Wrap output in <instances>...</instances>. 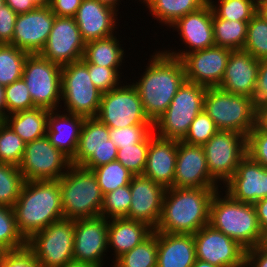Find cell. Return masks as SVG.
Returning a JSON list of instances; mask_svg holds the SVG:
<instances>
[{
    "mask_svg": "<svg viewBox=\"0 0 267 267\" xmlns=\"http://www.w3.org/2000/svg\"><path fill=\"white\" fill-rule=\"evenodd\" d=\"M217 190L210 204L209 224L236 241L245 250L267 242L253 204L234 200Z\"/></svg>",
    "mask_w": 267,
    "mask_h": 267,
    "instance_id": "4",
    "label": "cell"
},
{
    "mask_svg": "<svg viewBox=\"0 0 267 267\" xmlns=\"http://www.w3.org/2000/svg\"><path fill=\"white\" fill-rule=\"evenodd\" d=\"M85 42L74 17L56 16L40 55L62 66L83 58Z\"/></svg>",
    "mask_w": 267,
    "mask_h": 267,
    "instance_id": "15",
    "label": "cell"
},
{
    "mask_svg": "<svg viewBox=\"0 0 267 267\" xmlns=\"http://www.w3.org/2000/svg\"><path fill=\"white\" fill-rule=\"evenodd\" d=\"M150 134L141 142L117 150V161L133 175H143L149 148Z\"/></svg>",
    "mask_w": 267,
    "mask_h": 267,
    "instance_id": "43",
    "label": "cell"
},
{
    "mask_svg": "<svg viewBox=\"0 0 267 267\" xmlns=\"http://www.w3.org/2000/svg\"><path fill=\"white\" fill-rule=\"evenodd\" d=\"M61 267H97V266L86 262L72 260Z\"/></svg>",
    "mask_w": 267,
    "mask_h": 267,
    "instance_id": "58",
    "label": "cell"
},
{
    "mask_svg": "<svg viewBox=\"0 0 267 267\" xmlns=\"http://www.w3.org/2000/svg\"><path fill=\"white\" fill-rule=\"evenodd\" d=\"M70 165L71 160L45 135L26 143L19 169L25 181L59 180Z\"/></svg>",
    "mask_w": 267,
    "mask_h": 267,
    "instance_id": "13",
    "label": "cell"
},
{
    "mask_svg": "<svg viewBox=\"0 0 267 267\" xmlns=\"http://www.w3.org/2000/svg\"><path fill=\"white\" fill-rule=\"evenodd\" d=\"M178 141L158 137L152 131L143 175L163 187L173 186Z\"/></svg>",
    "mask_w": 267,
    "mask_h": 267,
    "instance_id": "26",
    "label": "cell"
},
{
    "mask_svg": "<svg viewBox=\"0 0 267 267\" xmlns=\"http://www.w3.org/2000/svg\"><path fill=\"white\" fill-rule=\"evenodd\" d=\"M101 96L102 92L91 81L88 67L82 60L62 66L63 112L95 118L100 108Z\"/></svg>",
    "mask_w": 267,
    "mask_h": 267,
    "instance_id": "8",
    "label": "cell"
},
{
    "mask_svg": "<svg viewBox=\"0 0 267 267\" xmlns=\"http://www.w3.org/2000/svg\"><path fill=\"white\" fill-rule=\"evenodd\" d=\"M193 235L196 259L218 267H240L245 264L246 250L210 224Z\"/></svg>",
    "mask_w": 267,
    "mask_h": 267,
    "instance_id": "16",
    "label": "cell"
},
{
    "mask_svg": "<svg viewBox=\"0 0 267 267\" xmlns=\"http://www.w3.org/2000/svg\"><path fill=\"white\" fill-rule=\"evenodd\" d=\"M207 87L185 81L166 111L153 124L158 137L182 141L190 124L204 110Z\"/></svg>",
    "mask_w": 267,
    "mask_h": 267,
    "instance_id": "7",
    "label": "cell"
},
{
    "mask_svg": "<svg viewBox=\"0 0 267 267\" xmlns=\"http://www.w3.org/2000/svg\"><path fill=\"white\" fill-rule=\"evenodd\" d=\"M3 252L4 251L2 249H0V260H1V256H2Z\"/></svg>",
    "mask_w": 267,
    "mask_h": 267,
    "instance_id": "64",
    "label": "cell"
},
{
    "mask_svg": "<svg viewBox=\"0 0 267 267\" xmlns=\"http://www.w3.org/2000/svg\"><path fill=\"white\" fill-rule=\"evenodd\" d=\"M129 184V219L143 222L155 230L161 217L166 188L144 175H133Z\"/></svg>",
    "mask_w": 267,
    "mask_h": 267,
    "instance_id": "22",
    "label": "cell"
},
{
    "mask_svg": "<svg viewBox=\"0 0 267 267\" xmlns=\"http://www.w3.org/2000/svg\"><path fill=\"white\" fill-rule=\"evenodd\" d=\"M203 148L210 177L224 186L247 155V136L235 131L219 130Z\"/></svg>",
    "mask_w": 267,
    "mask_h": 267,
    "instance_id": "12",
    "label": "cell"
},
{
    "mask_svg": "<svg viewBox=\"0 0 267 267\" xmlns=\"http://www.w3.org/2000/svg\"><path fill=\"white\" fill-rule=\"evenodd\" d=\"M247 155L267 168V131L257 124L247 135Z\"/></svg>",
    "mask_w": 267,
    "mask_h": 267,
    "instance_id": "48",
    "label": "cell"
},
{
    "mask_svg": "<svg viewBox=\"0 0 267 267\" xmlns=\"http://www.w3.org/2000/svg\"><path fill=\"white\" fill-rule=\"evenodd\" d=\"M5 4V0H0V8Z\"/></svg>",
    "mask_w": 267,
    "mask_h": 267,
    "instance_id": "63",
    "label": "cell"
},
{
    "mask_svg": "<svg viewBox=\"0 0 267 267\" xmlns=\"http://www.w3.org/2000/svg\"><path fill=\"white\" fill-rule=\"evenodd\" d=\"M231 51L229 48L214 45L185 54L180 60L186 81L207 88L219 87Z\"/></svg>",
    "mask_w": 267,
    "mask_h": 267,
    "instance_id": "18",
    "label": "cell"
},
{
    "mask_svg": "<svg viewBox=\"0 0 267 267\" xmlns=\"http://www.w3.org/2000/svg\"><path fill=\"white\" fill-rule=\"evenodd\" d=\"M17 14L7 5L0 8V44H10L13 39Z\"/></svg>",
    "mask_w": 267,
    "mask_h": 267,
    "instance_id": "50",
    "label": "cell"
},
{
    "mask_svg": "<svg viewBox=\"0 0 267 267\" xmlns=\"http://www.w3.org/2000/svg\"><path fill=\"white\" fill-rule=\"evenodd\" d=\"M258 2H267V0H258Z\"/></svg>",
    "mask_w": 267,
    "mask_h": 267,
    "instance_id": "65",
    "label": "cell"
},
{
    "mask_svg": "<svg viewBox=\"0 0 267 267\" xmlns=\"http://www.w3.org/2000/svg\"><path fill=\"white\" fill-rule=\"evenodd\" d=\"M119 39L113 35L108 38L90 41L85 44L84 63L104 66L106 68H121L125 57Z\"/></svg>",
    "mask_w": 267,
    "mask_h": 267,
    "instance_id": "31",
    "label": "cell"
},
{
    "mask_svg": "<svg viewBox=\"0 0 267 267\" xmlns=\"http://www.w3.org/2000/svg\"><path fill=\"white\" fill-rule=\"evenodd\" d=\"M158 231H154L132 250L113 259L112 267H157Z\"/></svg>",
    "mask_w": 267,
    "mask_h": 267,
    "instance_id": "33",
    "label": "cell"
},
{
    "mask_svg": "<svg viewBox=\"0 0 267 267\" xmlns=\"http://www.w3.org/2000/svg\"><path fill=\"white\" fill-rule=\"evenodd\" d=\"M36 6H49L50 0H32Z\"/></svg>",
    "mask_w": 267,
    "mask_h": 267,
    "instance_id": "62",
    "label": "cell"
},
{
    "mask_svg": "<svg viewBox=\"0 0 267 267\" xmlns=\"http://www.w3.org/2000/svg\"><path fill=\"white\" fill-rule=\"evenodd\" d=\"M117 12L97 0H82L74 19L84 42L113 36L117 32L116 24H119Z\"/></svg>",
    "mask_w": 267,
    "mask_h": 267,
    "instance_id": "24",
    "label": "cell"
},
{
    "mask_svg": "<svg viewBox=\"0 0 267 267\" xmlns=\"http://www.w3.org/2000/svg\"><path fill=\"white\" fill-rule=\"evenodd\" d=\"M103 195L115 191L117 188L129 185L133 174L120 162L113 161L92 169Z\"/></svg>",
    "mask_w": 267,
    "mask_h": 267,
    "instance_id": "38",
    "label": "cell"
},
{
    "mask_svg": "<svg viewBox=\"0 0 267 267\" xmlns=\"http://www.w3.org/2000/svg\"><path fill=\"white\" fill-rule=\"evenodd\" d=\"M153 229L147 224L129 219L113 218L108 220V249L114 250L115 260L132 250L145 240ZM112 247V248H111Z\"/></svg>",
    "mask_w": 267,
    "mask_h": 267,
    "instance_id": "29",
    "label": "cell"
},
{
    "mask_svg": "<svg viewBox=\"0 0 267 267\" xmlns=\"http://www.w3.org/2000/svg\"><path fill=\"white\" fill-rule=\"evenodd\" d=\"M82 0H50L49 7L55 16L74 17Z\"/></svg>",
    "mask_w": 267,
    "mask_h": 267,
    "instance_id": "53",
    "label": "cell"
},
{
    "mask_svg": "<svg viewBox=\"0 0 267 267\" xmlns=\"http://www.w3.org/2000/svg\"><path fill=\"white\" fill-rule=\"evenodd\" d=\"M256 124L267 131V101L257 106Z\"/></svg>",
    "mask_w": 267,
    "mask_h": 267,
    "instance_id": "56",
    "label": "cell"
},
{
    "mask_svg": "<svg viewBox=\"0 0 267 267\" xmlns=\"http://www.w3.org/2000/svg\"><path fill=\"white\" fill-rule=\"evenodd\" d=\"M49 111L44 108L19 111L3 120L25 143L46 135Z\"/></svg>",
    "mask_w": 267,
    "mask_h": 267,
    "instance_id": "30",
    "label": "cell"
},
{
    "mask_svg": "<svg viewBox=\"0 0 267 267\" xmlns=\"http://www.w3.org/2000/svg\"><path fill=\"white\" fill-rule=\"evenodd\" d=\"M246 267H267V242L246 250Z\"/></svg>",
    "mask_w": 267,
    "mask_h": 267,
    "instance_id": "52",
    "label": "cell"
},
{
    "mask_svg": "<svg viewBox=\"0 0 267 267\" xmlns=\"http://www.w3.org/2000/svg\"><path fill=\"white\" fill-rule=\"evenodd\" d=\"M219 188H167L154 231L195 234L209 224L210 204Z\"/></svg>",
    "mask_w": 267,
    "mask_h": 267,
    "instance_id": "2",
    "label": "cell"
},
{
    "mask_svg": "<svg viewBox=\"0 0 267 267\" xmlns=\"http://www.w3.org/2000/svg\"><path fill=\"white\" fill-rule=\"evenodd\" d=\"M260 61L241 49L232 50L219 88L253 98Z\"/></svg>",
    "mask_w": 267,
    "mask_h": 267,
    "instance_id": "25",
    "label": "cell"
},
{
    "mask_svg": "<svg viewBox=\"0 0 267 267\" xmlns=\"http://www.w3.org/2000/svg\"><path fill=\"white\" fill-rule=\"evenodd\" d=\"M7 4L17 15L32 11L37 6L32 0H5Z\"/></svg>",
    "mask_w": 267,
    "mask_h": 267,
    "instance_id": "55",
    "label": "cell"
},
{
    "mask_svg": "<svg viewBox=\"0 0 267 267\" xmlns=\"http://www.w3.org/2000/svg\"><path fill=\"white\" fill-rule=\"evenodd\" d=\"M253 102L256 107L267 101V59L260 60Z\"/></svg>",
    "mask_w": 267,
    "mask_h": 267,
    "instance_id": "51",
    "label": "cell"
},
{
    "mask_svg": "<svg viewBox=\"0 0 267 267\" xmlns=\"http://www.w3.org/2000/svg\"><path fill=\"white\" fill-rule=\"evenodd\" d=\"M84 120L83 116L58 110L49 111L46 136L50 143L70 160L77 152Z\"/></svg>",
    "mask_w": 267,
    "mask_h": 267,
    "instance_id": "27",
    "label": "cell"
},
{
    "mask_svg": "<svg viewBox=\"0 0 267 267\" xmlns=\"http://www.w3.org/2000/svg\"><path fill=\"white\" fill-rule=\"evenodd\" d=\"M212 23L213 9L207 1L198 10L188 13L170 26L173 30H177L179 36H181L180 39L183 40L182 42L187 49H178L179 52L166 49L164 51L162 50V52L171 57L181 59L185 54L190 52L214 46L215 42Z\"/></svg>",
    "mask_w": 267,
    "mask_h": 267,
    "instance_id": "17",
    "label": "cell"
},
{
    "mask_svg": "<svg viewBox=\"0 0 267 267\" xmlns=\"http://www.w3.org/2000/svg\"><path fill=\"white\" fill-rule=\"evenodd\" d=\"M153 18L159 23L170 26L178 19L202 7L206 0H140Z\"/></svg>",
    "mask_w": 267,
    "mask_h": 267,
    "instance_id": "32",
    "label": "cell"
},
{
    "mask_svg": "<svg viewBox=\"0 0 267 267\" xmlns=\"http://www.w3.org/2000/svg\"><path fill=\"white\" fill-rule=\"evenodd\" d=\"M61 72L60 65L43 58L39 53L27 56L22 78L36 108L59 110Z\"/></svg>",
    "mask_w": 267,
    "mask_h": 267,
    "instance_id": "10",
    "label": "cell"
},
{
    "mask_svg": "<svg viewBox=\"0 0 267 267\" xmlns=\"http://www.w3.org/2000/svg\"><path fill=\"white\" fill-rule=\"evenodd\" d=\"M131 205L130 184L117 188L115 191L104 195L100 216L106 219L129 218Z\"/></svg>",
    "mask_w": 267,
    "mask_h": 267,
    "instance_id": "42",
    "label": "cell"
},
{
    "mask_svg": "<svg viewBox=\"0 0 267 267\" xmlns=\"http://www.w3.org/2000/svg\"><path fill=\"white\" fill-rule=\"evenodd\" d=\"M117 146L109 137V127L96 117L85 118L79 144L71 164L92 170L117 160Z\"/></svg>",
    "mask_w": 267,
    "mask_h": 267,
    "instance_id": "14",
    "label": "cell"
},
{
    "mask_svg": "<svg viewBox=\"0 0 267 267\" xmlns=\"http://www.w3.org/2000/svg\"><path fill=\"white\" fill-rule=\"evenodd\" d=\"M75 220L62 218L33 234L27 247L42 267H61L74 260Z\"/></svg>",
    "mask_w": 267,
    "mask_h": 267,
    "instance_id": "9",
    "label": "cell"
},
{
    "mask_svg": "<svg viewBox=\"0 0 267 267\" xmlns=\"http://www.w3.org/2000/svg\"><path fill=\"white\" fill-rule=\"evenodd\" d=\"M108 249V219L102 216L75 220L73 258L104 266Z\"/></svg>",
    "mask_w": 267,
    "mask_h": 267,
    "instance_id": "19",
    "label": "cell"
},
{
    "mask_svg": "<svg viewBox=\"0 0 267 267\" xmlns=\"http://www.w3.org/2000/svg\"><path fill=\"white\" fill-rule=\"evenodd\" d=\"M30 53L11 44H0V85L3 87L22 78L24 64Z\"/></svg>",
    "mask_w": 267,
    "mask_h": 267,
    "instance_id": "35",
    "label": "cell"
},
{
    "mask_svg": "<svg viewBox=\"0 0 267 267\" xmlns=\"http://www.w3.org/2000/svg\"><path fill=\"white\" fill-rule=\"evenodd\" d=\"M213 33L216 46L241 50L247 36V22L218 18L213 13Z\"/></svg>",
    "mask_w": 267,
    "mask_h": 267,
    "instance_id": "34",
    "label": "cell"
},
{
    "mask_svg": "<svg viewBox=\"0 0 267 267\" xmlns=\"http://www.w3.org/2000/svg\"><path fill=\"white\" fill-rule=\"evenodd\" d=\"M243 50L259 61L267 59V22L259 13L248 22Z\"/></svg>",
    "mask_w": 267,
    "mask_h": 267,
    "instance_id": "40",
    "label": "cell"
},
{
    "mask_svg": "<svg viewBox=\"0 0 267 267\" xmlns=\"http://www.w3.org/2000/svg\"><path fill=\"white\" fill-rule=\"evenodd\" d=\"M141 78L133 82L148 119L154 124L166 111L178 89L186 81L180 59L157 51L151 55Z\"/></svg>",
    "mask_w": 267,
    "mask_h": 267,
    "instance_id": "1",
    "label": "cell"
},
{
    "mask_svg": "<svg viewBox=\"0 0 267 267\" xmlns=\"http://www.w3.org/2000/svg\"><path fill=\"white\" fill-rule=\"evenodd\" d=\"M26 245L27 240L18 230L13 208L0 206V249L17 250Z\"/></svg>",
    "mask_w": 267,
    "mask_h": 267,
    "instance_id": "39",
    "label": "cell"
},
{
    "mask_svg": "<svg viewBox=\"0 0 267 267\" xmlns=\"http://www.w3.org/2000/svg\"><path fill=\"white\" fill-rule=\"evenodd\" d=\"M96 118L109 128L115 129L133 125H153L146 116L137 89L131 82L102 93Z\"/></svg>",
    "mask_w": 267,
    "mask_h": 267,
    "instance_id": "11",
    "label": "cell"
},
{
    "mask_svg": "<svg viewBox=\"0 0 267 267\" xmlns=\"http://www.w3.org/2000/svg\"><path fill=\"white\" fill-rule=\"evenodd\" d=\"M0 267H42L33 252L27 247L17 250L4 251Z\"/></svg>",
    "mask_w": 267,
    "mask_h": 267,
    "instance_id": "49",
    "label": "cell"
},
{
    "mask_svg": "<svg viewBox=\"0 0 267 267\" xmlns=\"http://www.w3.org/2000/svg\"><path fill=\"white\" fill-rule=\"evenodd\" d=\"M88 67L91 81L102 92H109L121 85V68H106L95 64L85 63ZM120 81V82H119Z\"/></svg>",
    "mask_w": 267,
    "mask_h": 267,
    "instance_id": "47",
    "label": "cell"
},
{
    "mask_svg": "<svg viewBox=\"0 0 267 267\" xmlns=\"http://www.w3.org/2000/svg\"><path fill=\"white\" fill-rule=\"evenodd\" d=\"M7 116L6 101H5V89L0 85V121H3Z\"/></svg>",
    "mask_w": 267,
    "mask_h": 267,
    "instance_id": "57",
    "label": "cell"
},
{
    "mask_svg": "<svg viewBox=\"0 0 267 267\" xmlns=\"http://www.w3.org/2000/svg\"><path fill=\"white\" fill-rule=\"evenodd\" d=\"M64 218L77 220L101 214L104 195L92 170L71 164L59 179Z\"/></svg>",
    "mask_w": 267,
    "mask_h": 267,
    "instance_id": "5",
    "label": "cell"
},
{
    "mask_svg": "<svg viewBox=\"0 0 267 267\" xmlns=\"http://www.w3.org/2000/svg\"><path fill=\"white\" fill-rule=\"evenodd\" d=\"M24 182L19 166L0 162V206L12 208L20 196Z\"/></svg>",
    "mask_w": 267,
    "mask_h": 267,
    "instance_id": "36",
    "label": "cell"
},
{
    "mask_svg": "<svg viewBox=\"0 0 267 267\" xmlns=\"http://www.w3.org/2000/svg\"><path fill=\"white\" fill-rule=\"evenodd\" d=\"M173 188H219L207 168L203 146L178 141Z\"/></svg>",
    "mask_w": 267,
    "mask_h": 267,
    "instance_id": "21",
    "label": "cell"
},
{
    "mask_svg": "<svg viewBox=\"0 0 267 267\" xmlns=\"http://www.w3.org/2000/svg\"><path fill=\"white\" fill-rule=\"evenodd\" d=\"M153 125H133L124 128H109V137L117 148L141 143L151 132Z\"/></svg>",
    "mask_w": 267,
    "mask_h": 267,
    "instance_id": "46",
    "label": "cell"
},
{
    "mask_svg": "<svg viewBox=\"0 0 267 267\" xmlns=\"http://www.w3.org/2000/svg\"><path fill=\"white\" fill-rule=\"evenodd\" d=\"M7 115L36 108L23 78L4 87Z\"/></svg>",
    "mask_w": 267,
    "mask_h": 267,
    "instance_id": "45",
    "label": "cell"
},
{
    "mask_svg": "<svg viewBox=\"0 0 267 267\" xmlns=\"http://www.w3.org/2000/svg\"><path fill=\"white\" fill-rule=\"evenodd\" d=\"M195 261L193 234L158 232L157 267H192Z\"/></svg>",
    "mask_w": 267,
    "mask_h": 267,
    "instance_id": "28",
    "label": "cell"
},
{
    "mask_svg": "<svg viewBox=\"0 0 267 267\" xmlns=\"http://www.w3.org/2000/svg\"><path fill=\"white\" fill-rule=\"evenodd\" d=\"M192 267H218V266H215V265H212L208 262H204V261H201L199 259H196V261Z\"/></svg>",
    "mask_w": 267,
    "mask_h": 267,
    "instance_id": "61",
    "label": "cell"
},
{
    "mask_svg": "<svg viewBox=\"0 0 267 267\" xmlns=\"http://www.w3.org/2000/svg\"><path fill=\"white\" fill-rule=\"evenodd\" d=\"M12 208L18 230L28 240L36 232L64 218L59 180L25 181Z\"/></svg>",
    "mask_w": 267,
    "mask_h": 267,
    "instance_id": "3",
    "label": "cell"
},
{
    "mask_svg": "<svg viewBox=\"0 0 267 267\" xmlns=\"http://www.w3.org/2000/svg\"><path fill=\"white\" fill-rule=\"evenodd\" d=\"M220 189H224L234 200L254 204L267 197V168L246 155L235 174Z\"/></svg>",
    "mask_w": 267,
    "mask_h": 267,
    "instance_id": "23",
    "label": "cell"
},
{
    "mask_svg": "<svg viewBox=\"0 0 267 267\" xmlns=\"http://www.w3.org/2000/svg\"><path fill=\"white\" fill-rule=\"evenodd\" d=\"M209 3L218 18L248 23L258 13V0H218L219 4L211 0Z\"/></svg>",
    "mask_w": 267,
    "mask_h": 267,
    "instance_id": "37",
    "label": "cell"
},
{
    "mask_svg": "<svg viewBox=\"0 0 267 267\" xmlns=\"http://www.w3.org/2000/svg\"><path fill=\"white\" fill-rule=\"evenodd\" d=\"M97 1L105 5H108L117 11L119 10L117 7L120 5L119 3L121 2L120 0H97Z\"/></svg>",
    "mask_w": 267,
    "mask_h": 267,
    "instance_id": "60",
    "label": "cell"
},
{
    "mask_svg": "<svg viewBox=\"0 0 267 267\" xmlns=\"http://www.w3.org/2000/svg\"><path fill=\"white\" fill-rule=\"evenodd\" d=\"M218 131L219 129L212 118L205 112V110H203L192 121L189 130L182 141L191 145L203 146Z\"/></svg>",
    "mask_w": 267,
    "mask_h": 267,
    "instance_id": "44",
    "label": "cell"
},
{
    "mask_svg": "<svg viewBox=\"0 0 267 267\" xmlns=\"http://www.w3.org/2000/svg\"><path fill=\"white\" fill-rule=\"evenodd\" d=\"M26 143L4 121H0V162L19 166Z\"/></svg>",
    "mask_w": 267,
    "mask_h": 267,
    "instance_id": "41",
    "label": "cell"
},
{
    "mask_svg": "<svg viewBox=\"0 0 267 267\" xmlns=\"http://www.w3.org/2000/svg\"><path fill=\"white\" fill-rule=\"evenodd\" d=\"M258 13L267 22V2H258Z\"/></svg>",
    "mask_w": 267,
    "mask_h": 267,
    "instance_id": "59",
    "label": "cell"
},
{
    "mask_svg": "<svg viewBox=\"0 0 267 267\" xmlns=\"http://www.w3.org/2000/svg\"><path fill=\"white\" fill-rule=\"evenodd\" d=\"M254 208L263 235L267 238V197L255 202Z\"/></svg>",
    "mask_w": 267,
    "mask_h": 267,
    "instance_id": "54",
    "label": "cell"
},
{
    "mask_svg": "<svg viewBox=\"0 0 267 267\" xmlns=\"http://www.w3.org/2000/svg\"><path fill=\"white\" fill-rule=\"evenodd\" d=\"M204 110L219 130L248 135L256 126L257 107L253 99L235 95L219 87L207 88Z\"/></svg>",
    "mask_w": 267,
    "mask_h": 267,
    "instance_id": "6",
    "label": "cell"
},
{
    "mask_svg": "<svg viewBox=\"0 0 267 267\" xmlns=\"http://www.w3.org/2000/svg\"><path fill=\"white\" fill-rule=\"evenodd\" d=\"M55 17L49 6H37L32 11L18 14L10 44L30 54L40 53L48 40Z\"/></svg>",
    "mask_w": 267,
    "mask_h": 267,
    "instance_id": "20",
    "label": "cell"
}]
</instances>
